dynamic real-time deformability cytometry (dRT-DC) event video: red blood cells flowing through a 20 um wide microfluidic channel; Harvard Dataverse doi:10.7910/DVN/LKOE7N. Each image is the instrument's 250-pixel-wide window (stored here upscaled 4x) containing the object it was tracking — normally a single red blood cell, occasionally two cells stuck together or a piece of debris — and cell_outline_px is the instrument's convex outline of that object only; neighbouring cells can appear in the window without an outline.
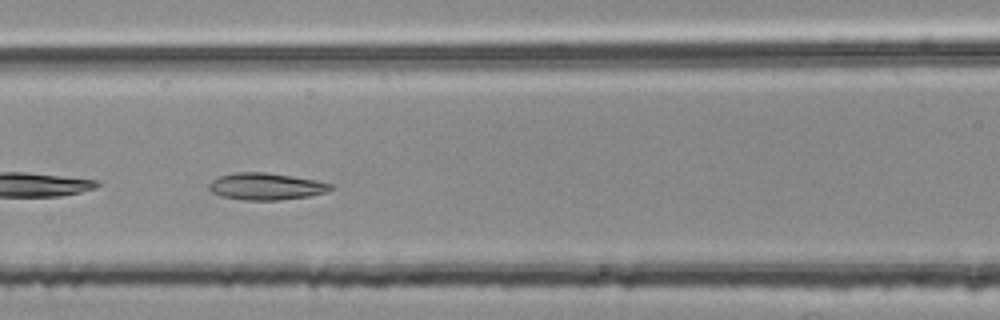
{"species": "common noctule bat (a hibernating species)", "species_latin": "Nyctalus noctula", "temperature_condition": "room temperature", "stored_images_in_passage": 14, "camera_frame_rate_fps": 3000, "um_per_image_px": 0.085, "animal": {"sex": "female", "body_mass_g": 25.1}, "frame": {"image": 1, "passage_image": 8, "time_ms": 2.333, "image_size_px": [1000, 320], "cell_outline_px": [[332, 188], [328, 192], [308, 196], [280, 200], [244, 200], [220, 196], [212, 192], [208, 188], [208, 184], [212, 180], [220, 176], [236, 172], [264, 172], [292, 176], [316, 180], [332, 184]], "centroid_in_image_um": [22.6, 15.85], "position_along_channel_um": 144.0, "area_um2": 19.07}}